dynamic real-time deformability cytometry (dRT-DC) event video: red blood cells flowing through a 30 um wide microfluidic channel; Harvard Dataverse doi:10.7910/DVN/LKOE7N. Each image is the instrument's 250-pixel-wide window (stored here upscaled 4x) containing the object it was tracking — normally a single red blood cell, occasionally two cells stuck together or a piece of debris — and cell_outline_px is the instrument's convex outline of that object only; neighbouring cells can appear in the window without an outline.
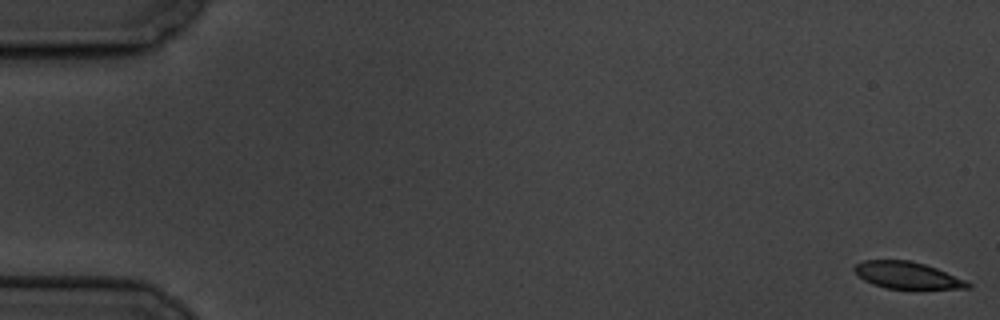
{"species": "common noctule bat (a hibernating species)", "species_latin": "Nyctalus noctula", "temperature_condition": "cold", "stored_images_in_passage": 6, "camera_frame_rate_fps": 3000, "um_per_image_px": 0.085, "animal": {"sex": "male", "body_mass_g": 19.5, "forearm_length_mm": 54.6}, "frame": {"image": 1, "passage_image": 1, "time_ms": 0.0, "image_size_px": [1000, 320], "cell_outline_px": [[972, 288], [912, 292], [888, 288], [872, 284], [864, 280], [852, 268], [856, 264], [864, 260], [908, 260], [924, 264], [936, 268], [964, 280], [972, 284]], "centroid_in_image_um": [77.18, 23.47], "position_along_channel_um": 7.8, "area_um2": 18.55}}
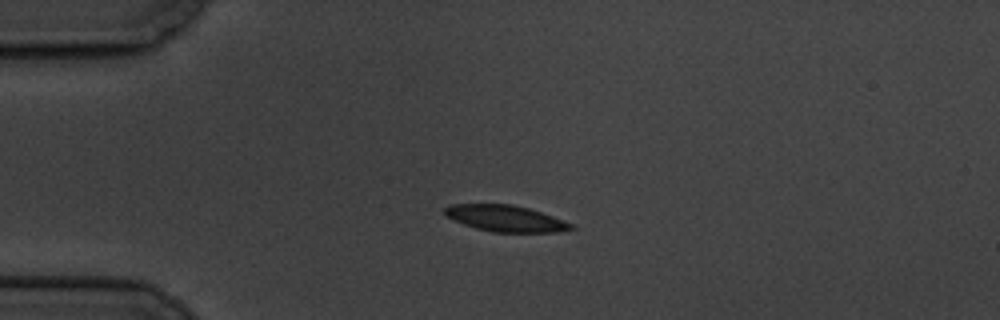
{"frame": {"image": 2, "passage_image": 5, "time_ms": 4.667, "image_size_px": [1000, 320], "cell_outline_px": [[576, 228], [556, 232], [492, 232], [476, 228], [452, 220], [444, 212], [444, 208], [452, 204], [512, 204], [528, 208], [552, 216], [572, 224]], "centroid_in_image_um": [42.96, 18.56], "position_along_channel_um": 42.0, "area_um2": 19.19}}